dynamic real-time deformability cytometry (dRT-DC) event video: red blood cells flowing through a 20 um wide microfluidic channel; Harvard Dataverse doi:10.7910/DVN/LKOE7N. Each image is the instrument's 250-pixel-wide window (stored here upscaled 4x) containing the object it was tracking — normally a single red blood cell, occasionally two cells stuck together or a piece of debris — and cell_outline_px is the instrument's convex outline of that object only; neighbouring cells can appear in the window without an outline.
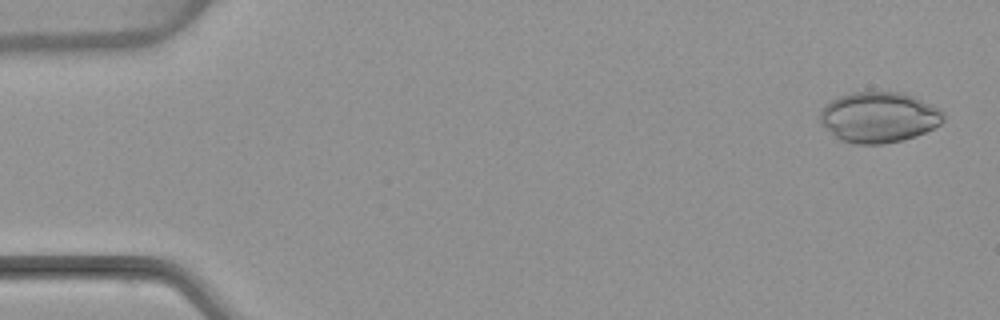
{"species": "common noctule bat (a hibernating species)", "species_latin": "Nyctalus noctula", "temperature_condition": "warm", "stored_images_in_passage": 6, "camera_frame_rate_fps": 3000, "um_per_image_px": 0.085, "animal": {"sex": "female", "body_mass_g": 22.7, "forearm_length_mm": 54.2}, "frame": {"image": 1, "passage_image": 1, "time_ms": 0.0, "image_size_px": [1000, 320], "cell_outline_px": [[944, 120], [940, 124], [916, 136], [904, 140], [884, 144], [856, 144], [840, 140], [820, 124], [820, 112], [824, 104], [840, 96], [852, 92], [900, 92], [912, 96], [932, 104], [944, 112]], "centroid_in_image_um": [74.69, 9.97], "position_along_channel_um": 10.3, "area_um2": 36.47}}
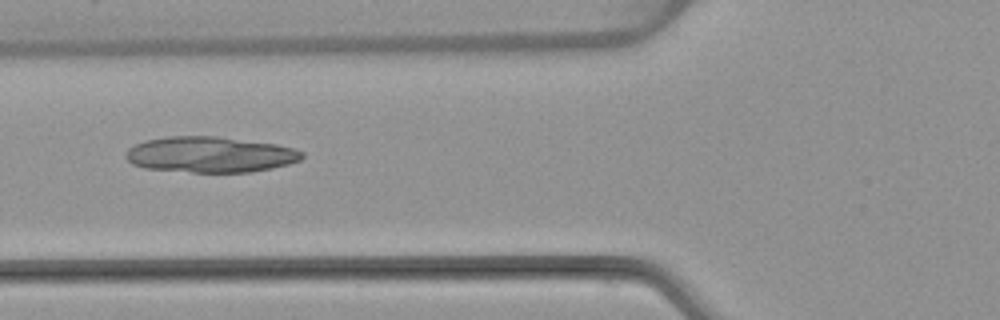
{"frame": {"image": 2, "passage_image": 6, "time_ms": 6.0, "image_size_px": [1000, 320], "cell_outline_px": [[304, 156], [300, 160], [288, 164], [272, 168], [252, 172], [192, 172], [144, 168], [132, 164], [124, 156], [128, 148], [144, 140], [168, 136], [216, 136], [276, 144], [296, 148], [304, 152]], "centroid_in_image_um": [17.86, 13.13], "position_along_channel_um": 107.9, "area_um2": 36.93}}